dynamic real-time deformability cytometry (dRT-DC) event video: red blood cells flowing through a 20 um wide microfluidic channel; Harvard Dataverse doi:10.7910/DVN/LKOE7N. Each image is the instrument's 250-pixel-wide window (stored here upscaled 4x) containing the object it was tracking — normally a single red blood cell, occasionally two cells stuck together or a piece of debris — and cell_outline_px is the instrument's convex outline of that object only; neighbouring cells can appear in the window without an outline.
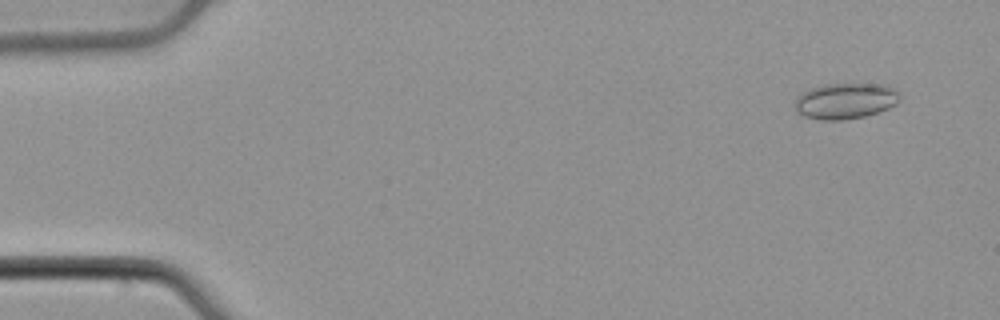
{"species": "common noctule bat (a hibernating species)", "species_latin": "Nyctalus noctula", "temperature_condition": "cold", "stored_images_in_passage": 53, "camera_frame_rate_fps": 3000, "um_per_image_px": 0.085, "animal": {"sex": "male", "body_mass_g": 21.5, "forearm_length_mm": 52.0}, "frame": {"image": 1, "passage_image": 4, "time_ms": 1.0, "image_size_px": [1000, 320], "cell_outline_px": [[900, 100], [896, 104], [880, 112], [864, 116], [840, 120], [820, 120], [804, 116], [796, 108], [796, 96], [812, 88], [824, 84], [888, 84], [900, 96]], "centroid_in_image_um": [71.89, 8.57], "position_along_channel_um": 13.1, "area_um2": 21.79}}
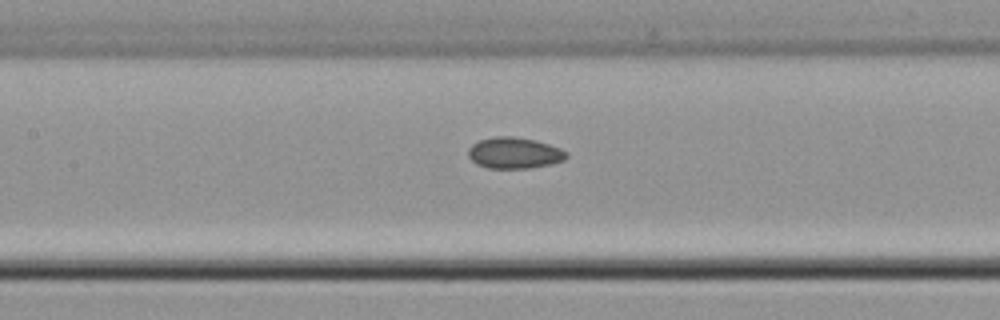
{"frame": {"image": 2, "passage_image": 25, "time_ms": 8.0, "image_size_px": [1000, 320], "cell_outline_px": [[568, 156], [564, 160], [552, 164], [532, 168], [488, 168], [476, 164], [468, 156], [468, 148], [472, 144], [480, 140], [496, 136], [512, 136], [536, 140], [560, 148], [568, 152]], "centroid_in_image_um": [43.73, 13.0], "position_along_channel_um": 163.7, "area_um2": 17.98}}
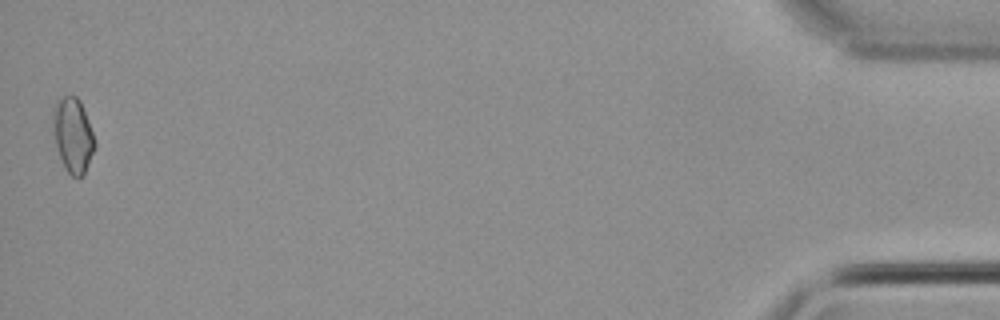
{"frame": {"image": 3, "passage_image": 53, "time_ms": 17.333, "image_size_px": [1000, 320], "cell_outline_px": [[96, 148], [84, 176], [72, 176], [68, 172], [60, 156], [56, 144], [52, 128], [52, 108], [56, 100], [64, 96], [76, 96], [80, 100], [96, 140]], "centroid_in_image_um": [6.21, 11.47], "position_along_channel_um": 429.0, "area_um2": 18.38}, "authors_computed_cell_mechanics": {"area_um2": 17.8602, "velocity_mm_per_s": 3.8763, "shape_relaxation_time_tau1_ms": null, "shape_relaxation_time_tau2_ms": 3.1001, "deformation_change_tau1": null, "deformation_change_tau2": 0.068}}